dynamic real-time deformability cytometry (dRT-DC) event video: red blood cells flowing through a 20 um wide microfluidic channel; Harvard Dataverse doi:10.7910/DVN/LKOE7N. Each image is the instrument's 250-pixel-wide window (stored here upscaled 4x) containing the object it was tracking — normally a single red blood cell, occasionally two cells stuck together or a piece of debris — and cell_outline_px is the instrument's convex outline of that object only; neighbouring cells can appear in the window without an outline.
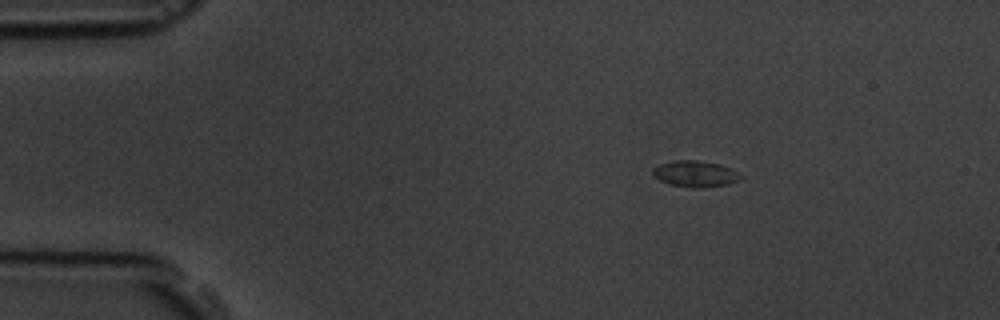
{"species": "common noctule bat (a hibernating species)", "species_latin": "Nyctalus noctula", "temperature_condition": "room temperature", "stored_images_in_passage": 3, "camera_frame_rate_fps": 3000, "um_per_image_px": 0.085, "animal": {"sex": "male", "body_mass_g": 19.5, "forearm_length_mm": 54.6}, "frame": {"image": 1, "passage_image": 1, "time_ms": 0.0, "image_size_px": [1000, 320], "cell_outline_px": [[744, 176], [740, 180], [728, 184], [704, 188], [672, 184], [660, 180], [652, 172], [652, 168], [660, 164], [676, 160], [696, 160], [720, 164], [732, 168], [740, 172]], "centroid_in_image_um": [59.18, 14.76], "position_along_channel_um": 25.8, "area_um2": 13.35}}